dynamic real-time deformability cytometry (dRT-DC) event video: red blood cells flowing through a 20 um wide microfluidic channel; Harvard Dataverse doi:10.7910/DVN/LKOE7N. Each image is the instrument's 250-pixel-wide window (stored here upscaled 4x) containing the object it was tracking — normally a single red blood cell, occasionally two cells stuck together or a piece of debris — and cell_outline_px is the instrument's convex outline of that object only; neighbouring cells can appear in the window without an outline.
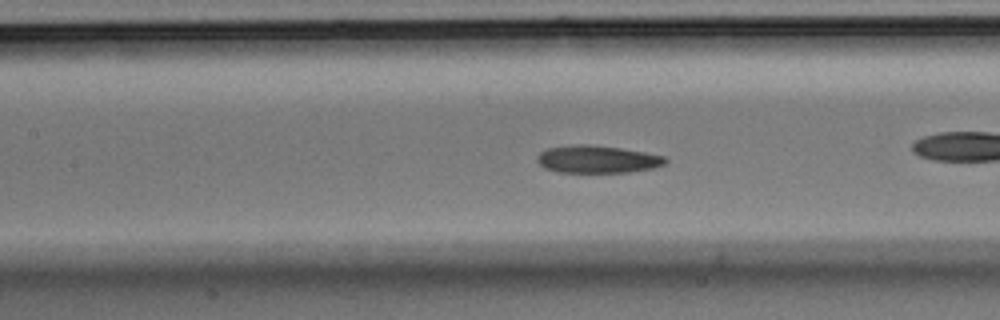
{"species": "Egyptian fruit bat (a non-hibernating species)", "species_latin": "Rousettus aegyptiacus", "temperature_condition": "room temperature", "stored_images_in_passage": 37, "camera_frame_rate_fps": 3000, "um_per_image_px": 0.085, "animal": {"sex": "male"}, "frame": {"image": 1, "passage_image": 6, "time_ms": 1.667, "image_size_px": [1000, 320], "cell_outline_px": [[668, 160], [664, 164], [652, 168], [628, 172], [556, 172], [544, 168], [536, 160], [536, 156], [540, 152], [548, 148], [576, 144], [588, 144], [620, 148], [644, 152], [664, 156]], "centroid_in_image_um": [50.73, 13.53], "position_along_channel_um": 156.7, "area_um2": 20.52}}
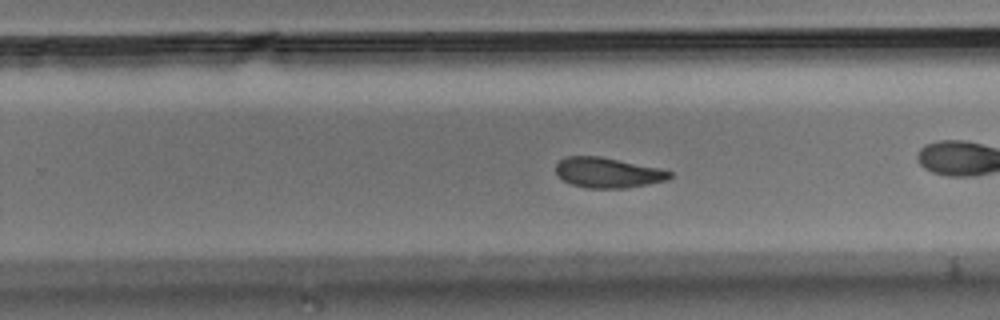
{"frame": {"image": 2, "passage_image": 16, "time_ms": 5.0, "image_size_px": [1000, 320], "cell_outline_px": [[672, 176], [668, 180], [648, 184], [624, 188], [588, 188], [572, 184], [564, 180], [556, 172], [556, 164], [564, 156], [600, 156], [660, 168], [672, 172]], "centroid_in_image_um": [51.68, 14.67], "position_along_channel_um": 278.1, "area_um2": 20.0}, "authors_computed_cell_mechanics": {"area_um2": 20.9814, "velocity_mm_per_s": 3.6566, "shape_relaxation_time_tau1_ms": 10.866, "shape_relaxation_time_tau2_ms": 5.2305, "deformation_change_tau1": 0.1987, "deformation_change_tau2": 0.1122}}